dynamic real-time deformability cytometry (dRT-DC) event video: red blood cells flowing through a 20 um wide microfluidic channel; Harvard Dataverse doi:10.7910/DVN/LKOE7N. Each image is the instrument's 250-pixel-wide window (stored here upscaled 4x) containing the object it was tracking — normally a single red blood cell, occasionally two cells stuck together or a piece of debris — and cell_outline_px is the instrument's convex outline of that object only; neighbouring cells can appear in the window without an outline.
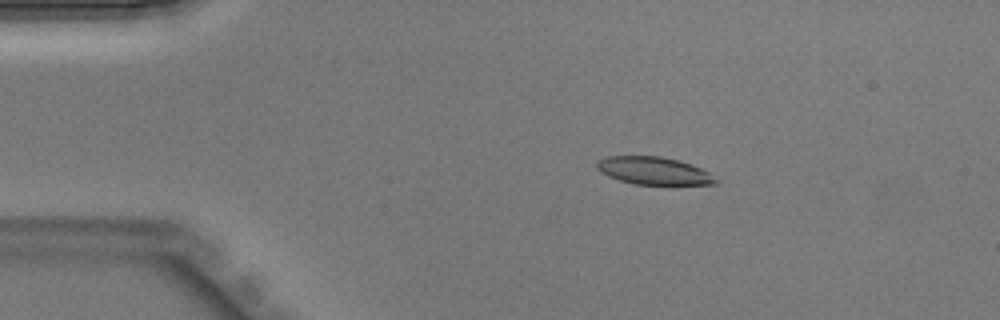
{"species": "Egyptian fruit bat (a non-hibernating species)", "species_latin": "Rousettus aegyptiacus", "temperature_condition": "warm", "stored_images_in_passage": 43, "camera_frame_rate_fps": 3000, "um_per_image_px": 0.085, "animal": {"sex": "male"}, "frame": {"image": 1, "passage_image": 7, "time_ms": 2.0, "image_size_px": [1000, 320], "cell_outline_px": [[716, 184], [636, 184], [620, 180], [608, 176], [600, 172], [596, 168], [596, 164], [600, 160], [608, 156], [660, 156], [676, 160], [700, 168], [708, 172], [716, 180]], "centroid_in_image_um": [55.51, 14.51], "position_along_channel_um": 29.5, "area_um2": 18.67}}
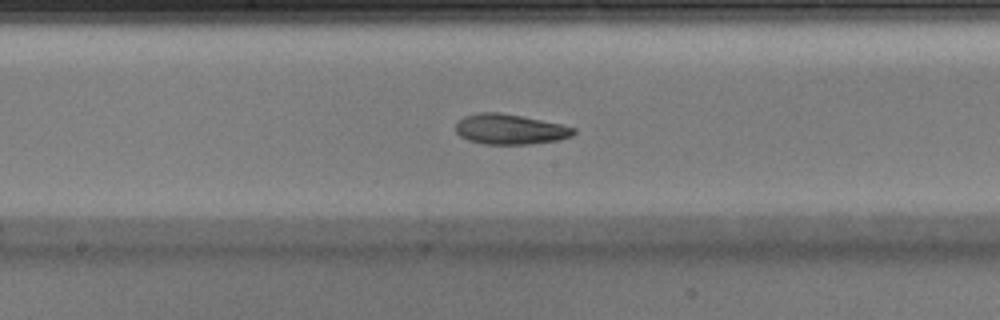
{"frame": {"image": 2, "passage_image": 22, "time_ms": 7.0, "image_size_px": [1000, 320], "cell_outline_px": [[576, 132], [572, 136], [556, 140], [528, 144], [484, 144], [468, 140], [460, 136], [456, 132], [456, 124], [464, 116], [476, 112], [496, 112], [520, 116], [560, 124], [576, 128]], "centroid_in_image_um": [43.32, 10.99], "position_along_channel_um": 204.9, "area_um2": 20.58}}
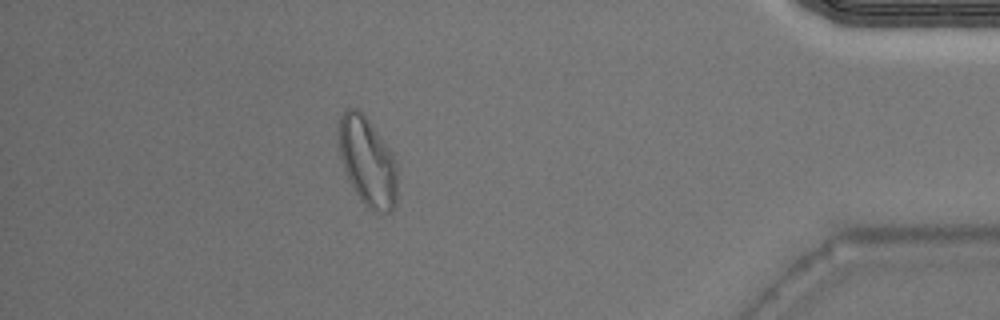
{"frame": {"image": 3, "passage_image": 38, "time_ms": 12.333, "image_size_px": [1000, 320], "cell_outline_px": [[396, 204], [392, 212], [372, 212], [364, 204], [356, 192], [344, 168], [340, 156], [340, 116], [344, 108], [356, 108], [368, 120], [396, 160]], "centroid_in_image_um": [31.25, 13.77], "position_along_channel_um": 404.0, "area_um2": 29.59}}